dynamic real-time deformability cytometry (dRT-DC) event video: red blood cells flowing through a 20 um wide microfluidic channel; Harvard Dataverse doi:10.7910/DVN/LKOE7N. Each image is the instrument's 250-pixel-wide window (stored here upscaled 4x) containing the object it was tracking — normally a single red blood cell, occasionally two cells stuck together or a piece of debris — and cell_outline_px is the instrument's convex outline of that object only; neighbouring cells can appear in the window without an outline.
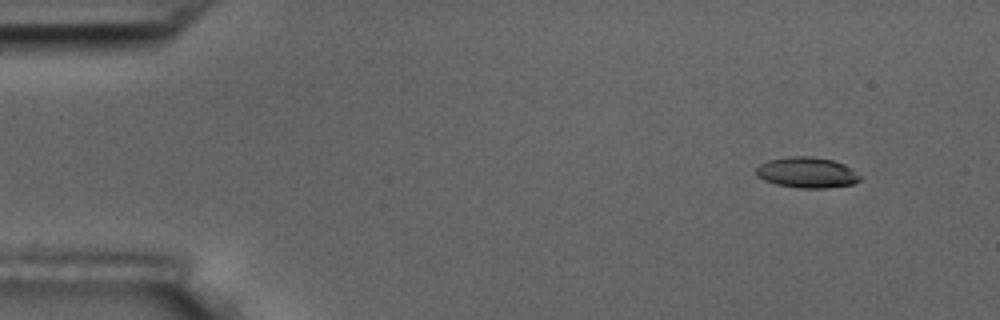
{"species": "common noctule bat (a hibernating species)", "species_latin": "Nyctalus noctula", "temperature_condition": "room temperature", "stored_images_in_passage": 13, "camera_frame_rate_fps": 3000, "um_per_image_px": 0.085, "animal": {"sex": "male", "body_mass_g": 17.5, "forearm_length_mm": 52.3}, "frame": {"image": 1, "passage_image": 1, "time_ms": 0.0, "image_size_px": [1000, 320], "cell_outline_px": [[860, 180], [852, 184], [828, 188], [796, 188], [776, 184], [764, 180], [756, 176], [756, 168], [760, 164], [768, 160], [788, 156], [808, 156], [832, 160], [844, 164], [852, 168], [860, 176]], "centroid_in_image_um": [68.57, 14.67], "position_along_channel_um": 16.4, "area_um2": 18.67}}
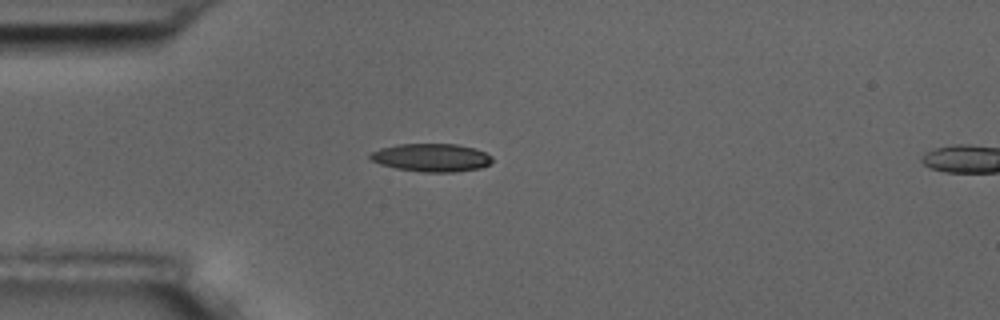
{"frame": {"image": 2, "passage_image": 11, "time_ms": 3.333, "image_size_px": [1000, 320], "cell_outline_px": [[492, 160], [488, 164], [480, 168], [456, 172], [424, 172], [396, 168], [380, 164], [372, 160], [368, 156], [372, 152], [380, 148], [396, 144], [456, 144], [476, 148], [492, 156]], "centroid_in_image_um": [36.67, 13.39], "position_along_channel_um": 48.3, "area_um2": 19.94}}